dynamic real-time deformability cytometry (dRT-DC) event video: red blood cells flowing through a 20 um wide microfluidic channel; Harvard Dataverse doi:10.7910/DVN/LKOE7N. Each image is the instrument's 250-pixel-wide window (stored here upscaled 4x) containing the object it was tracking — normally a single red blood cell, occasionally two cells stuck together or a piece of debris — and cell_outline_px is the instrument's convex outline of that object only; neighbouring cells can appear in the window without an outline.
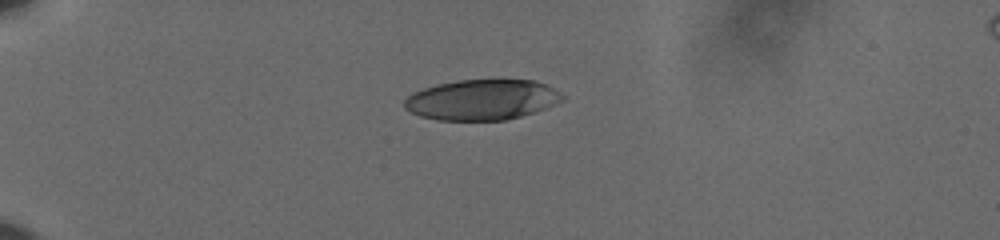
{"species": "human", "species_latin": "Homo sapiens", "temperature_condition": "cold", "stored_images_in_passage": 43, "camera_frame_rate_fps": 3000, "um_per_image_px": 0.085, "donor": {"sex": "male"}, "frame": {"image": 1, "passage_image": 1, "time_ms": 0.0, "image_size_px": [1000, 240], "cell_outline_px": [[564, 100], [544, 108], [520, 116], [504, 120], [436, 120], [420, 116], [404, 108], [404, 100], [408, 96], [424, 88], [436, 84], [456, 80], [536, 80], [552, 88], [564, 96]], "centroid_in_image_um": [40.94, 8.47], "position_along_channel_um": 44.1, "area_um2": 36.93}}
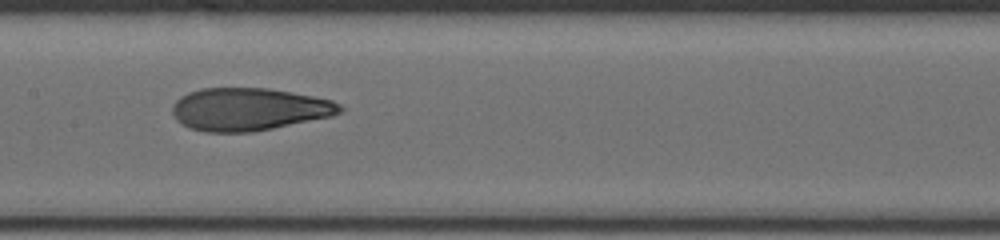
{"frame": {"image": 2, "passage_image": 17, "time_ms": 5.333, "image_size_px": [1000, 240], "cell_outline_px": [[344, 108], [340, 112], [332, 116], [252, 132], [204, 132], [188, 128], [176, 120], [172, 112], [172, 104], [180, 96], [188, 92], [200, 88], [268, 88], [292, 92], [332, 100], [340, 104]], "centroid_in_image_um": [21.12, 9.28], "position_along_channel_um": 186.3, "area_um2": 41.79}}
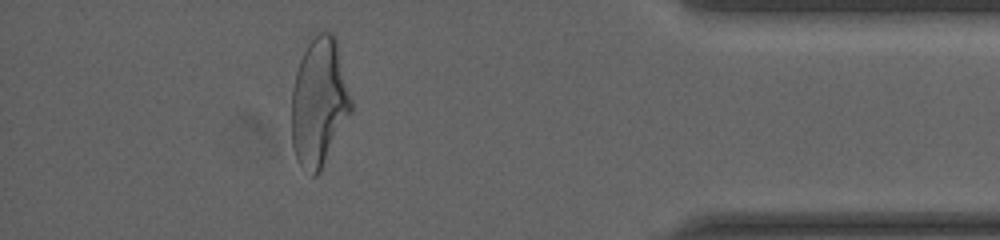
{"frame": {"image": 3, "passage_image": 38, "time_ms": 12.333, "image_size_px": [1000, 240], "cell_outline_px": [[352, 112], [320, 172], [316, 176], [312, 176], [300, 164], [296, 156], [292, 144], [292, 88], [296, 72], [300, 60], [308, 44], [320, 32], [332, 32], [336, 36], [352, 100]], "centroid_in_image_um": [27.14, 8.7], "position_along_channel_um": 408.1, "area_um2": 44.51}, "authors_computed_cell_mechanics": {"area_um2": 41.7894, "velocity_mm_per_s": 3.6248, "shape_relaxation_time_tau1_ms": 4.9068, "shape_relaxation_time_tau2_ms": 1.4519, "deformation_change_tau1": 0.2016, "deformation_change_tau2": 0.0933}}